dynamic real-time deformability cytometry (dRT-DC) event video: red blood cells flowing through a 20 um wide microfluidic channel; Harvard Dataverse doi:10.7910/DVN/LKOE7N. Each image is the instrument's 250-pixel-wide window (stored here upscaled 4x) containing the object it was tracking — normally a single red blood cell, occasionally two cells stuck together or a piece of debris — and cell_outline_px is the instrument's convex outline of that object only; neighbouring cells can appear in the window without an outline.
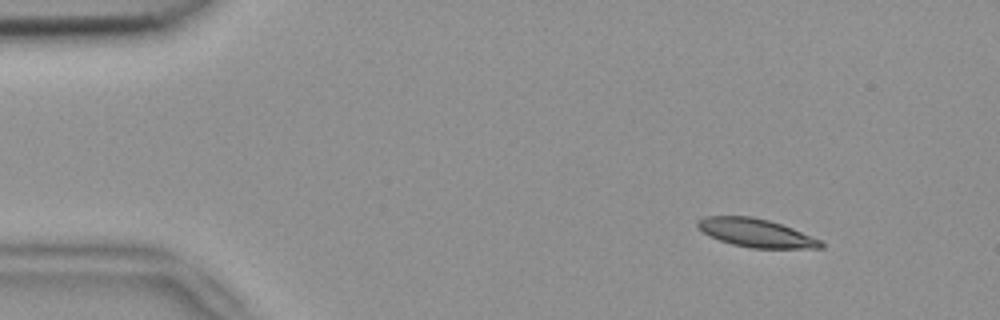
{"species": "common noctule bat (a hibernating species)", "species_latin": "Nyctalus noctula", "temperature_condition": "room temperature", "stored_images_in_passage": 6, "camera_frame_rate_fps": 3000, "um_per_image_px": 0.085, "animal": {"sex": "female", "body_mass_g": 18.4}, "frame": {"image": 1, "passage_image": 1, "time_ms": 0.0, "image_size_px": [1000, 320], "cell_outline_px": [[824, 248], [752, 248], [732, 244], [720, 240], [696, 228], [696, 220], [704, 216], [752, 216], [768, 220], [792, 228], [820, 240], [824, 244]], "centroid_in_image_um": [64.23, 19.79], "position_along_channel_um": 20.8, "area_um2": 20.23}}
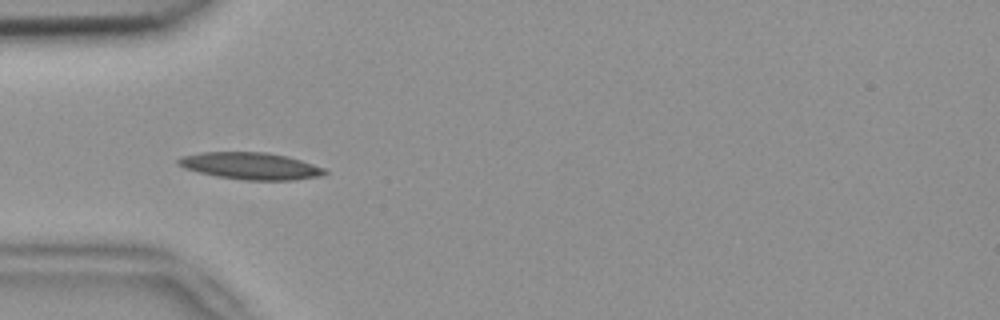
{"frame": {"image": 2, "passage_image": 4, "time_ms": 1.0, "image_size_px": [1000, 320], "cell_outline_px": [[328, 172], [316, 176], [292, 180], [244, 180], [216, 176], [184, 168], [176, 164], [176, 160], [180, 156], [200, 152], [268, 152], [300, 160], [324, 168]], "centroid_in_image_um": [21.22, 14.1], "position_along_channel_um": 63.8, "area_um2": 22.83}}